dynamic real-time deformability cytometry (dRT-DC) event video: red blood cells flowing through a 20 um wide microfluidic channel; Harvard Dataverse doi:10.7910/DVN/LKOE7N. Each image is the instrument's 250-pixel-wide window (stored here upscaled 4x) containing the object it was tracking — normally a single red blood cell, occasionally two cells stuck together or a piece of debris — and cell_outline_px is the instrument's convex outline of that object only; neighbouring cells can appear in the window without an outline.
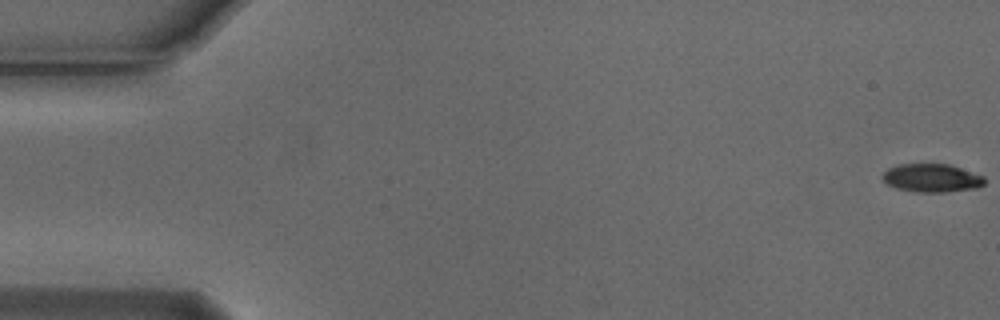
{"species": "Egyptian fruit bat (a non-hibernating species)", "species_latin": "Rousettus aegyptiacus", "temperature_condition": "cold", "stored_images_in_passage": 55, "camera_frame_rate_fps": 3000, "um_per_image_px": 0.085, "animal": {"sex": "male"}, "frame": {"image": 1, "passage_image": 1, "time_ms": 0.0, "image_size_px": [1000, 320], "cell_outline_px": [[984, 184], [976, 188], [944, 192], [916, 192], [896, 188], [888, 184], [880, 176], [888, 168], [900, 164], [948, 164], [984, 176]], "centroid_in_image_um": [79.17, 15.13], "position_along_channel_um": 5.8, "area_um2": 16.7}}
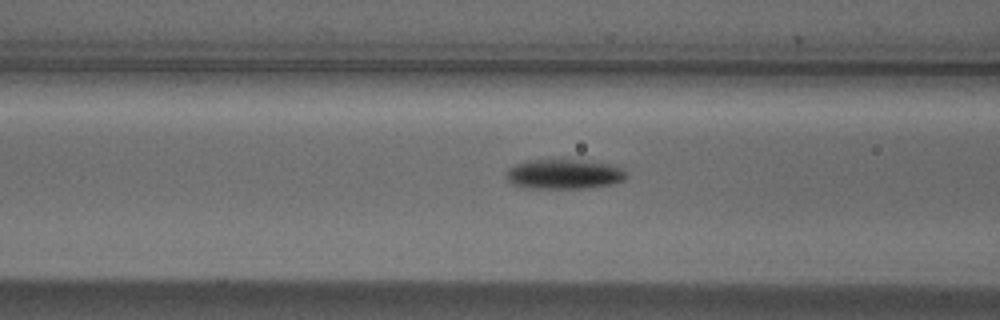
{"frame": {"image": 2, "passage_image": 22, "time_ms": 7.0, "image_size_px": [1000, 320], "cell_outline_px": [[628, 176], [624, 180], [612, 184], [584, 188], [528, 188], [512, 184], [504, 176], [508, 168], [516, 164], [528, 160], [552, 156], [584, 160], [608, 164], [620, 168]], "centroid_in_image_um": [47.87, 14.75], "position_along_channel_um": 118.7, "area_um2": 21.56}}
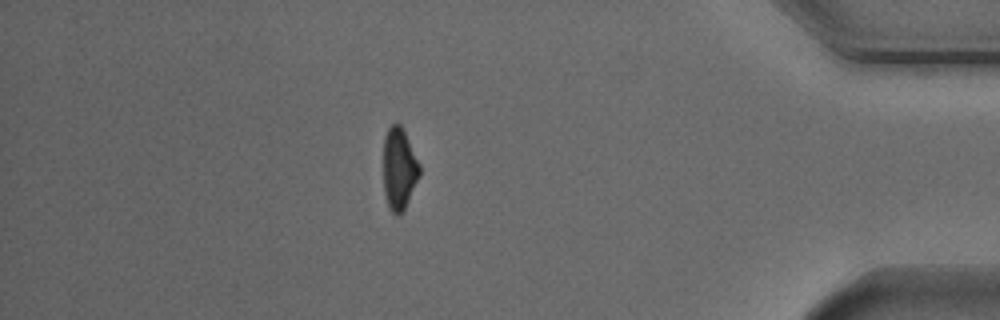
{"frame": {"image": 3, "passage_image": 48, "time_ms": 15.667, "image_size_px": [1000, 320], "cell_outline_px": [[420, 176], [400, 216], [396, 216], [388, 208], [384, 192], [384, 136], [388, 128], [396, 120], [400, 124], [420, 164]], "centroid_in_image_um": [33.92, 14.35], "position_along_channel_um": 401.3, "area_um2": 17.28}, "authors_computed_cell_mechanics": {"area_um2": 18.4382, "velocity_mm_per_s": 3.7734, "shape_relaxation_time_tau1_ms": 1.5083, "shape_relaxation_time_tau2_ms": null, "deformation_change_tau1": 0.1323, "deformation_change_tau2": null}}